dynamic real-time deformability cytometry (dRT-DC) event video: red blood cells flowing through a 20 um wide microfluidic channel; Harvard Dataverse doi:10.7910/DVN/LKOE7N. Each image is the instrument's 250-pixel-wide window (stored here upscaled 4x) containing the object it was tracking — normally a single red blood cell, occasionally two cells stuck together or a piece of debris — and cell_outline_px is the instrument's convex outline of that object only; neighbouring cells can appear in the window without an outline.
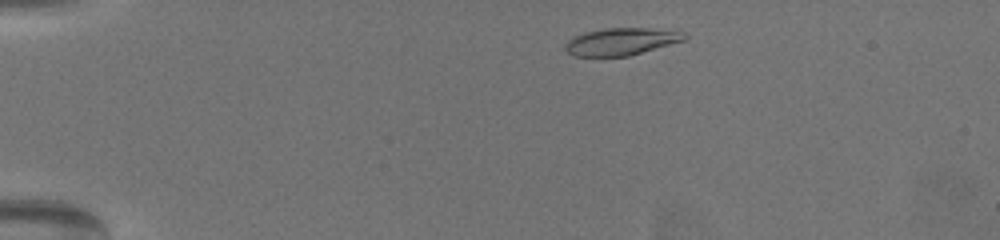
{"species": "common noctule bat (a hibernating species)", "species_latin": "Nyctalus noctula", "temperature_condition": "warm", "stored_images_in_passage": 55, "camera_frame_rate_fps": 3000, "um_per_image_px": 0.085, "animal": {"sex": "female", "body_mass_g": 19.5, "forearm_length_mm": 54.1}, "frame": {"image": 1, "passage_image": 4, "time_ms": 1.0, "image_size_px": [1000, 240], "cell_outline_px": [[688, 36], [684, 40], [628, 56], [572, 56], [564, 48], [564, 44], [568, 40], [576, 36], [588, 32], [608, 28], [648, 28], [684, 32]], "centroid_in_image_um": [52.79, 3.54], "position_along_channel_um": 32.2, "area_um2": 18.61}}
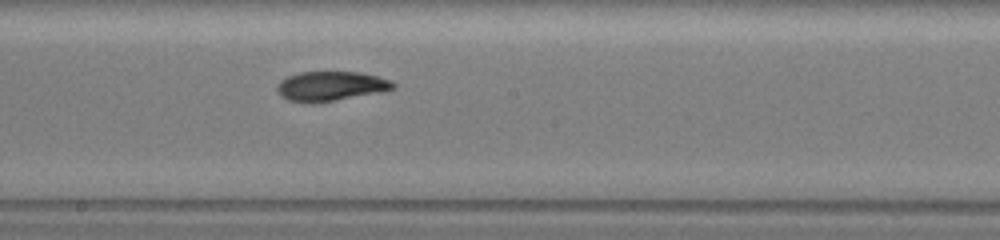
{"frame": {"image": 2, "passage_image": 28, "time_ms": 9.0, "image_size_px": [1000, 240], "cell_outline_px": [[396, 84], [392, 88], [312, 104], [288, 100], [280, 96], [276, 92], [276, 88], [280, 80], [288, 76], [300, 72], [360, 72], [376, 76], [388, 80]], "centroid_in_image_um": [27.97, 7.31], "position_along_channel_um": 220.2, "area_um2": 19.42}}
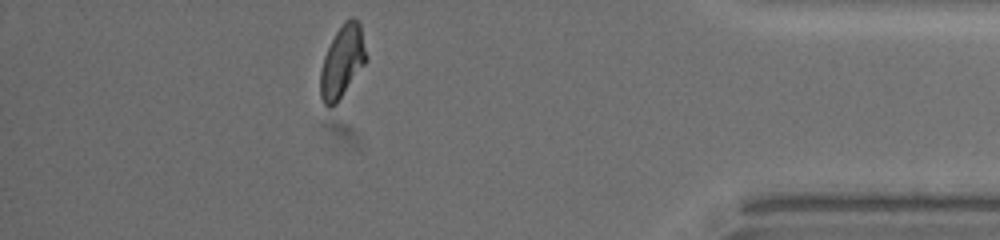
{"frame": {"image": 3, "passage_image": 48, "time_ms": 15.667, "image_size_px": [1000, 240], "cell_outline_px": [[368, 56], [364, 64], [336, 104], [332, 108], [328, 108], [324, 104], [320, 96], [320, 72], [324, 56], [336, 32], [344, 20], [352, 16], [360, 20]], "centroid_in_image_um": [29.1, 5.2], "position_along_channel_um": 406.1, "area_um2": 19.42}, "authors_computed_cell_mechanics": {"area_um2": 19.652, "velocity_mm_per_s": 3.326, "shape_relaxation_time_tau1_ms": 4.0953, "shape_relaxation_time_tau2_ms": 2.5003, "deformation_change_tau1": 0.1759, "deformation_change_tau2": 0.0676}}